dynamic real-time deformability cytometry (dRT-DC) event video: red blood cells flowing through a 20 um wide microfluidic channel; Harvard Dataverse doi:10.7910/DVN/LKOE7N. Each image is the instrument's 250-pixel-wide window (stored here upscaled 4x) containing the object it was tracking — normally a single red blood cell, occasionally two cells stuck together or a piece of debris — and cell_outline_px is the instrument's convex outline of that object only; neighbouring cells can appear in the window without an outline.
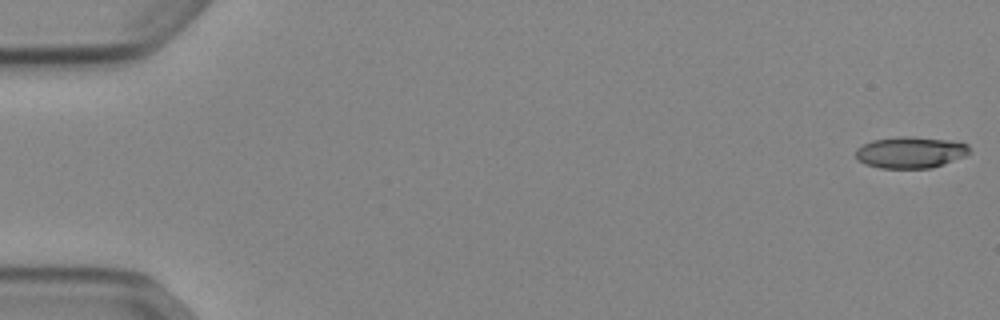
{"species": "Egyptian fruit bat (a non-hibernating species)", "species_latin": "Rousettus aegyptiacus", "temperature_condition": "cold", "stored_images_in_passage": 52, "camera_frame_rate_fps": 3000, "um_per_image_px": 0.085, "animal": {"sex": "female"}, "frame": {"image": 1, "passage_image": 1, "time_ms": 0.0, "image_size_px": [1000, 320], "cell_outline_px": [[972, 152], [964, 156], [932, 168], [880, 168], [864, 164], [856, 160], [856, 148], [872, 140], [900, 136], [908, 136], [948, 140], [968, 144]], "centroid_in_image_um": [77.37, 12.95], "position_along_channel_um": 7.6, "area_um2": 20.92}}
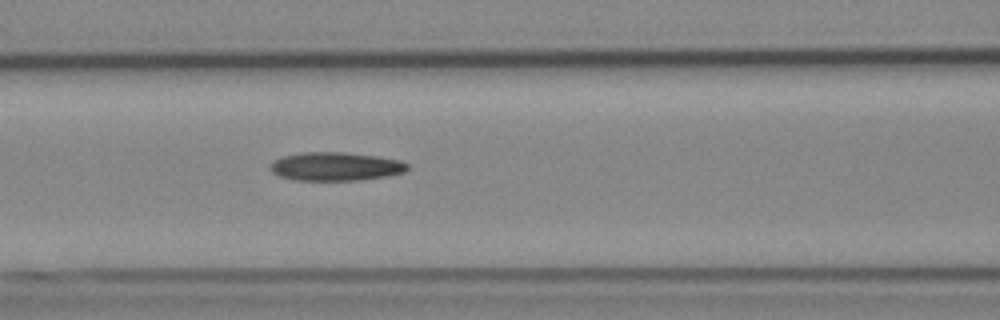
{"frame": {"image": 2, "passage_image": 23, "time_ms": 7.333, "image_size_px": [1000, 320], "cell_outline_px": [[408, 168], [404, 172], [388, 176], [360, 180], [292, 180], [280, 176], [272, 172], [268, 168], [272, 160], [284, 156], [304, 152], [340, 152], [376, 156], [400, 160], [408, 164]], "centroid_in_image_um": [28.5, 14.15], "position_along_channel_um": 138.1, "area_um2": 22.83}}
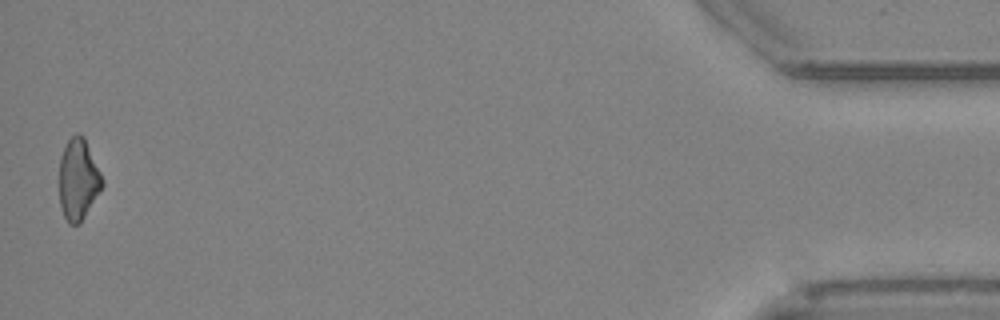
{"frame": {"image": 3, "passage_image": 52, "time_ms": 17.0, "image_size_px": [1000, 320], "cell_outline_px": [[104, 184], [80, 224], [68, 224], [64, 216], [60, 204], [60, 156], [68, 140], [76, 132], [80, 132], [84, 136], [104, 180]], "centroid_in_image_um": [6.66, 15.24], "position_along_channel_um": 428.5, "area_um2": 20.29}}